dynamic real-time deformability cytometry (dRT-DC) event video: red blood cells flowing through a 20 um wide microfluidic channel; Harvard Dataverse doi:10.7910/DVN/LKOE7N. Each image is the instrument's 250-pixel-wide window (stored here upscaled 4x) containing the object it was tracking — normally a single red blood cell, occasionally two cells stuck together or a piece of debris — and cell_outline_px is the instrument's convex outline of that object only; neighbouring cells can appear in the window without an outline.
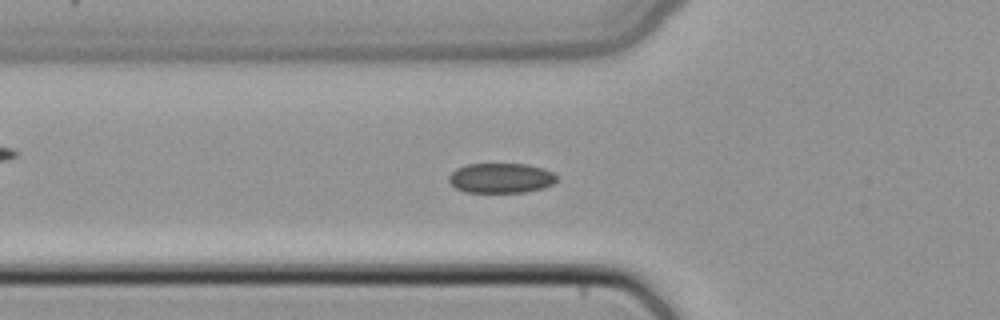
{"species": "common noctule bat (a hibernating species)", "species_latin": "Nyctalus noctula", "temperature_condition": "cold", "stored_images_in_passage": 44, "camera_frame_rate_fps": 3000, "um_per_image_px": 0.085, "animal": {"sex": "female", "body_mass_g": 22.7, "forearm_length_mm": 54.2}, "frame": {"image": 1, "passage_image": 12, "time_ms": 3.667, "image_size_px": [1000, 320], "cell_outline_px": [[556, 180], [552, 184], [544, 188], [524, 192], [468, 192], [456, 188], [448, 180], [448, 176], [456, 168], [468, 164], [528, 164], [544, 168], [552, 172], [556, 176]], "centroid_in_image_um": [42.58, 15.13], "position_along_channel_um": 83.2, "area_um2": 18.79}}
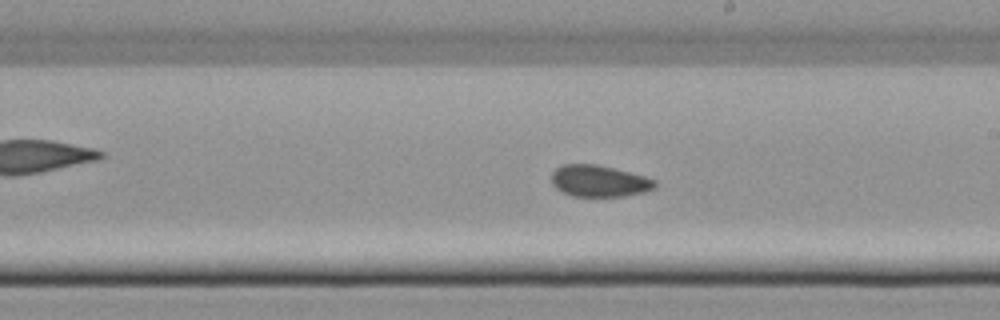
{"frame": {"image": 2, "passage_image": 23, "time_ms": 7.333, "image_size_px": [1000, 320], "cell_outline_px": [[656, 188], [644, 192], [624, 196], [572, 196], [556, 188], [552, 184], [552, 172], [556, 168], [564, 164], [596, 164], [644, 176], [656, 180]], "centroid_in_image_um": [50.93, 15.39], "position_along_channel_um": 238.1, "area_um2": 18.9}}
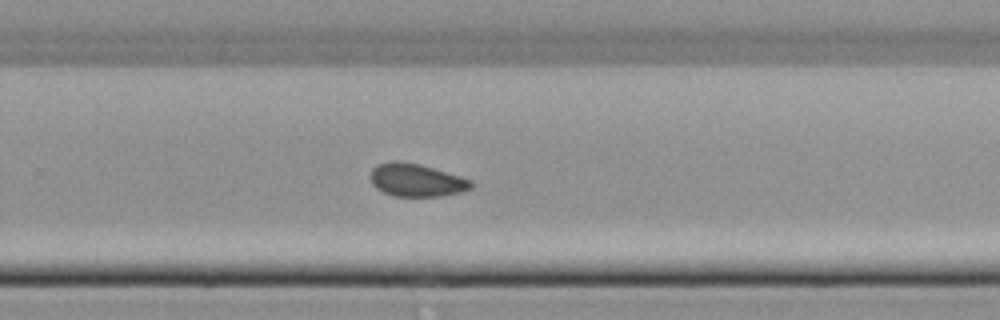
{"frame": {"image": 3, "passage_image": 27, "time_ms": 8.667, "image_size_px": [1000, 320], "cell_outline_px": [[476, 184], [472, 188], [460, 192], [440, 196], [392, 196], [376, 188], [372, 184], [372, 168], [376, 164], [396, 160], [416, 164], [432, 168], [460, 176], [472, 180]], "centroid_in_image_um": [35.41, 15.32], "position_along_channel_um": 294.4, "area_um2": 19.13}}